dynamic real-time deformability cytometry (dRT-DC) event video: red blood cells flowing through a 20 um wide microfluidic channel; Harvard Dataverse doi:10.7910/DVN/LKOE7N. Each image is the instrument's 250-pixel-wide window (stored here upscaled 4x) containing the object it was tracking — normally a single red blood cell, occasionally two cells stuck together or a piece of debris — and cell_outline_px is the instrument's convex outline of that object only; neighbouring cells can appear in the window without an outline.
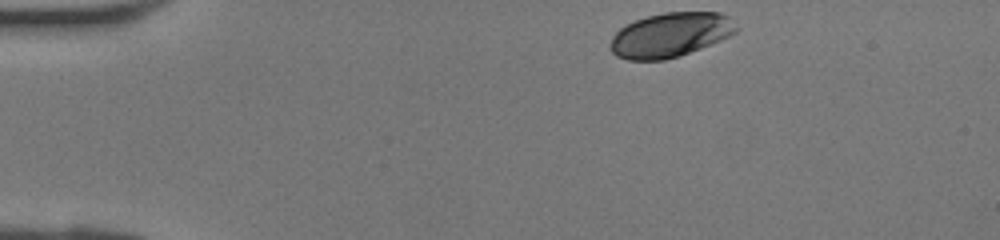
{"species": "human", "species_latin": "Homo sapiens", "temperature_condition": "room temperature", "stored_images_in_passage": 1, "camera_frame_rate_fps": 3000, "um_per_image_px": 0.085, "donor": {"sex": "female"}, "frame": {"image": 1, "passage_image": 1, "time_ms": 0.0, "image_size_px": [1000, 240], "cell_outline_px": [[736, 32], [720, 40], [680, 56], [664, 60], [628, 60], [616, 56], [612, 52], [612, 36], [620, 28], [636, 20], [648, 16], [664, 12], [720, 12], [728, 16], [736, 28]], "centroid_in_image_um": [56.97, 2.97], "position_along_channel_um": 28.0, "area_um2": 32.19}}